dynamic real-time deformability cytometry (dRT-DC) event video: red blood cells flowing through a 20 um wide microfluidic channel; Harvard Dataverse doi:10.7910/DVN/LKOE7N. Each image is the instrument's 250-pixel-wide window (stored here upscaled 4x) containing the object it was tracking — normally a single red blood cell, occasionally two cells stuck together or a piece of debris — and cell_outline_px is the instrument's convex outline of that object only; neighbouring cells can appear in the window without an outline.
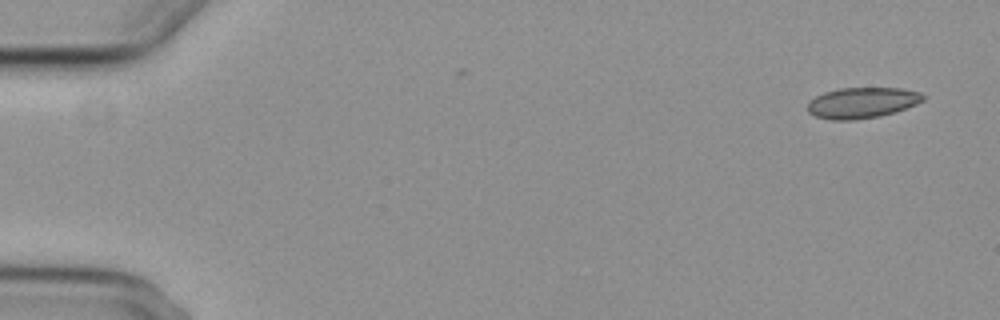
{"species": "common noctule bat (a hibernating species)", "species_latin": "Nyctalus noctula", "temperature_condition": "cold", "stored_images_in_passage": 2, "camera_frame_rate_fps": 3000, "um_per_image_px": 0.085, "animal": {"sex": "female", "body_mass_g": 29.2, "forearm_length_mm": 56.3}, "frame": {"image": 1, "passage_image": 2, "time_ms": 1.0, "image_size_px": [1000, 320], "cell_outline_px": [[924, 100], [916, 104], [896, 112], [880, 116], [852, 120], [832, 120], [816, 116], [808, 112], [808, 104], [816, 96], [824, 92], [840, 88], [900, 88], [920, 92], [924, 96]], "centroid_in_image_um": [73.29, 8.73], "position_along_channel_um": 11.7, "area_um2": 20.63}}